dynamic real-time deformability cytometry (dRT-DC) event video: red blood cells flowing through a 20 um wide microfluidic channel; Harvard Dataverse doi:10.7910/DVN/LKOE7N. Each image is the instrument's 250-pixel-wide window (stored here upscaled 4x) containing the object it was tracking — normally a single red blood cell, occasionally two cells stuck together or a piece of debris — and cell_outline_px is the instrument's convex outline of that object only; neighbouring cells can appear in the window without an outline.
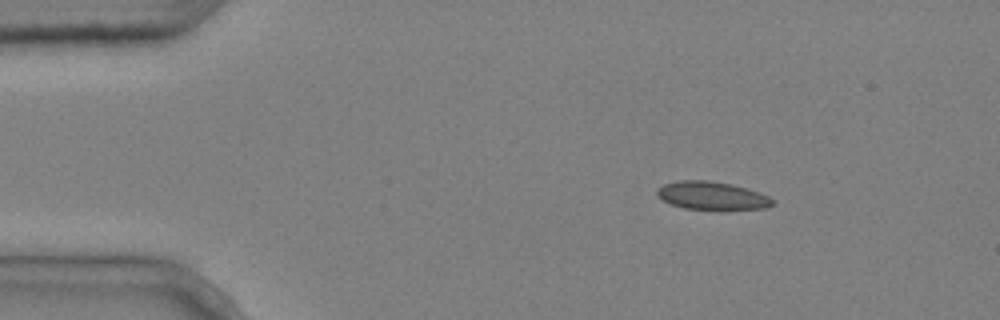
{"species": "common noctule bat (a hibernating species)", "species_latin": "Nyctalus noctula", "temperature_condition": "cold", "stored_images_in_passage": 6, "camera_frame_rate_fps": 3000, "um_per_image_px": 0.085, "animal": {"sex": "male", "body_mass_g": 20.4}, "frame": {"image": 1, "passage_image": 2, "time_ms": 0.333, "image_size_px": [1000, 320], "cell_outline_px": [[776, 204], [764, 208], [720, 212], [684, 208], [672, 204], [664, 200], [656, 192], [664, 184], [676, 180], [708, 180], [732, 184], [748, 188], [760, 192], [768, 196]], "centroid_in_image_um": [60.59, 16.67], "position_along_channel_um": 24.4, "area_um2": 19.54}}
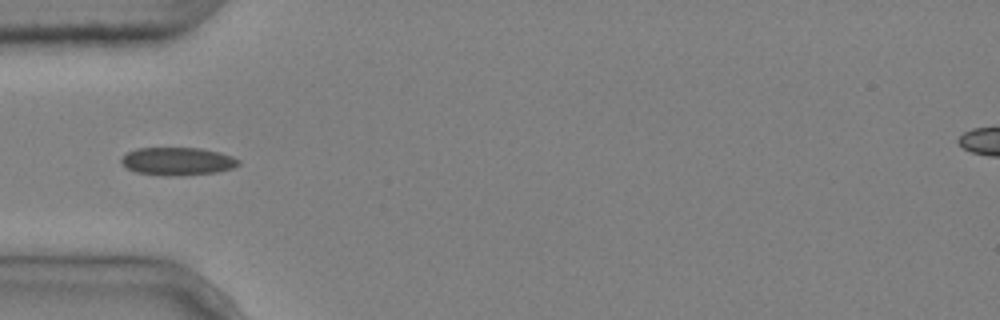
{"frame": {"image": 2, "passage_image": 4, "time_ms": 1.0, "image_size_px": [1000, 320], "cell_outline_px": [[240, 164], [232, 168], [216, 172], [172, 176], [168, 176], [136, 172], [128, 168], [120, 160], [128, 152], [136, 148], [200, 148], [220, 152], [232, 156], [240, 160]], "centroid_in_image_um": [15.12, 13.7], "position_along_channel_um": 69.9, "area_um2": 18.9}}